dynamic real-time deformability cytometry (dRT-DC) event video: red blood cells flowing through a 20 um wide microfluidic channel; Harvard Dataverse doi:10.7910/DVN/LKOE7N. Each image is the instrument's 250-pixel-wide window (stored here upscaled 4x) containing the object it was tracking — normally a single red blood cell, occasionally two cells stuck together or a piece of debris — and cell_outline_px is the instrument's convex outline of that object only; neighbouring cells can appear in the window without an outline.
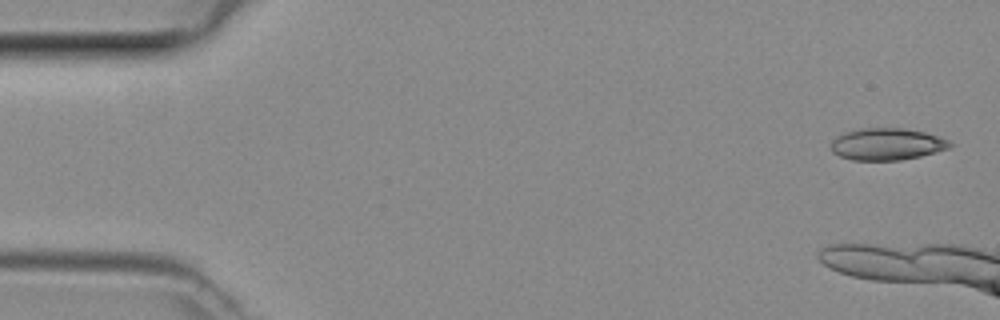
{"species": "common noctule bat (a hibernating species)", "species_latin": "Nyctalus noctula", "temperature_condition": "room temperature", "stored_images_in_passage": 12, "camera_frame_rate_fps": 3000, "um_per_image_px": 0.085, "animal": {"sex": "female", "body_mass_g": 29.2, "forearm_length_mm": 56.3}, "frame": {"image": 1, "passage_image": 1, "time_ms": 0.0, "image_size_px": [1000, 320], "cell_outline_px": [[952, 144], [948, 148], [920, 156], [900, 160], [852, 160], [840, 156], [832, 152], [832, 140], [836, 136], [844, 132], [860, 128], [904, 128], [924, 132], [948, 140]], "centroid_in_image_um": [75.34, 12.25], "position_along_channel_um": 9.7, "area_um2": 21.96}}